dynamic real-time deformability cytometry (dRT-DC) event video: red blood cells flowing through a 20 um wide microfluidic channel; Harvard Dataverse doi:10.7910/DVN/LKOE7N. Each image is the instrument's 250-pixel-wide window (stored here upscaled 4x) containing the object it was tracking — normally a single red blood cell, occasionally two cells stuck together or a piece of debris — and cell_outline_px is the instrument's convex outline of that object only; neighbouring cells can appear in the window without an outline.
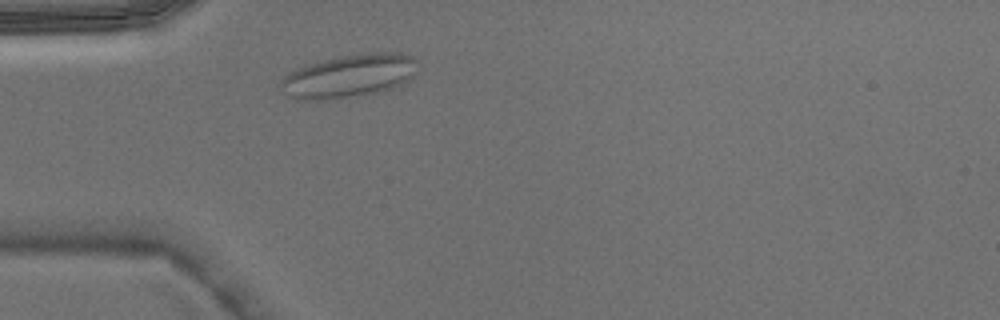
{"species": "Egyptian fruit bat (a non-hibernating species)", "species_latin": "Rousettus aegyptiacus", "temperature_condition": "warm", "stored_images_in_passage": 1, "camera_frame_rate_fps": 3000, "um_per_image_px": 0.085, "animal": {"sex": "male"}, "frame": {"image": 1, "passage_image": 1, "time_ms": 0.0, "image_size_px": [1000, 320], "cell_outline_px": [[412, 60], [408, 80], [392, 88], [376, 92], [344, 96], [296, 100], [284, 92], [280, 84], [280, 80], [288, 72], [304, 64], [340, 56], [364, 52], [400, 52], [408, 56]], "centroid_in_image_um": [29.54, 6.42], "position_along_channel_um": 55.5, "area_um2": 33.18}}